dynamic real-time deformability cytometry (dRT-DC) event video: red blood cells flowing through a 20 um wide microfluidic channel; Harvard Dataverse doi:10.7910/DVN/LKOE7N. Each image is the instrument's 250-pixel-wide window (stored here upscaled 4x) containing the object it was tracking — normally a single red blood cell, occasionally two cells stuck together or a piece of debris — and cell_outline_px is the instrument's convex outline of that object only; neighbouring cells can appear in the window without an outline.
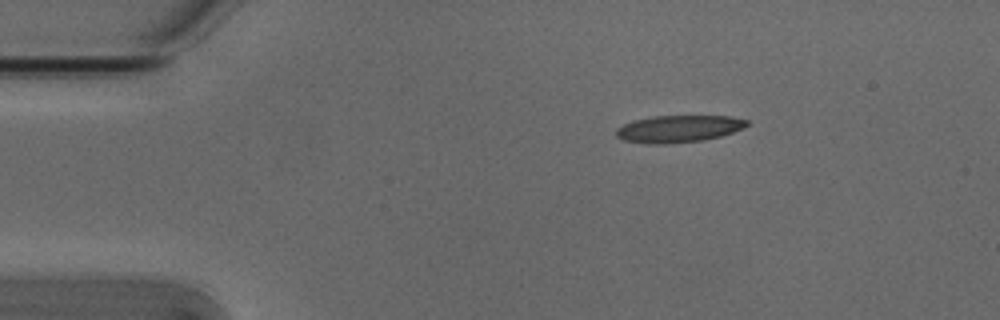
{"species": "Egyptian fruit bat (a non-hibernating species)", "species_latin": "Rousettus aegyptiacus", "temperature_condition": "cold", "stored_images_in_passage": 45, "camera_frame_rate_fps": 3000, "um_per_image_px": 0.085, "animal": {"sex": "male"}, "frame": {"image": 1, "passage_image": 1, "time_ms": 0.0, "image_size_px": [1000, 320], "cell_outline_px": [[748, 124], [744, 128], [720, 136], [704, 140], [668, 144], [644, 144], [624, 140], [616, 136], [616, 128], [624, 124], [636, 120], [652, 116], [732, 116], [748, 120]], "centroid_in_image_um": [57.68, 10.95], "position_along_channel_um": 27.3, "area_um2": 20.69}}
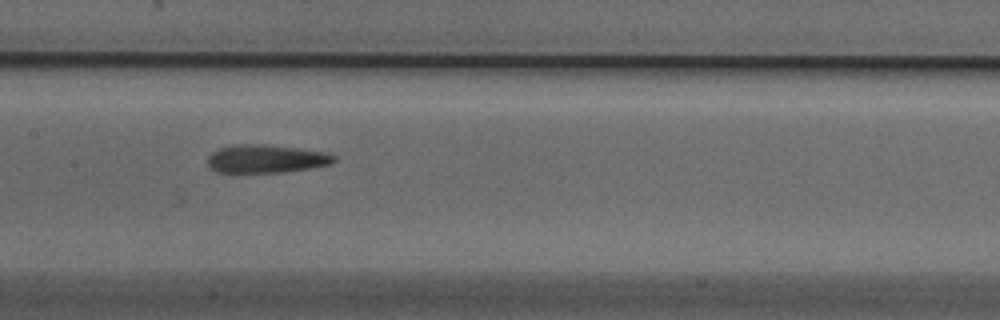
{"frame": {"image": 2, "passage_image": 18, "time_ms": 5.667, "image_size_px": [1000, 320], "cell_outline_px": [[336, 160], [332, 164], [284, 172], [216, 172], [208, 168], [208, 156], [212, 152], [220, 148], [232, 144], [260, 144], [296, 148], [328, 152], [336, 156]], "centroid_in_image_um": [22.61, 13.49], "position_along_channel_um": 184.8, "area_um2": 20.81}}
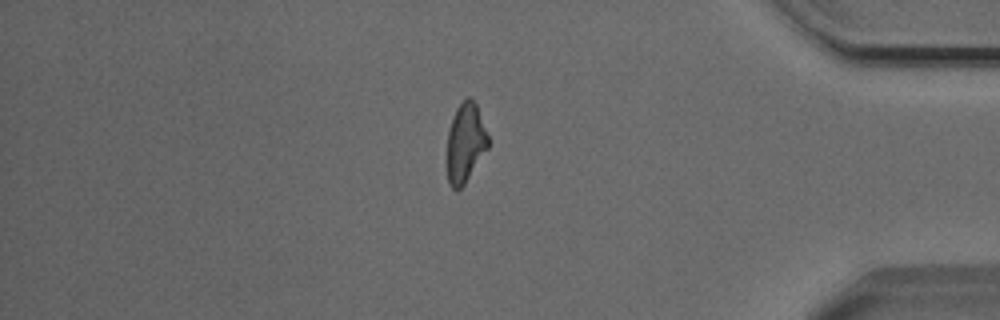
{"frame": {"image": 3, "passage_image": 37, "time_ms": 12.0, "image_size_px": [1000, 320], "cell_outline_px": [[488, 148], [464, 184], [456, 192], [448, 184], [448, 132], [452, 116], [456, 108], [468, 96], [476, 104], [488, 136]], "centroid_in_image_um": [39.55, 12.15], "position_along_channel_um": 395.7, "area_um2": 18.67}, "authors_computed_cell_mechanics": {"area_um2": 20.4612, "velocity_mm_per_s": 3.851, "shape_relaxation_time_tau1_ms": 10.0595, "shape_relaxation_time_tau2_ms": 3.9068, "deformation_change_tau1": 0.2423, "deformation_change_tau2": 0.15}}